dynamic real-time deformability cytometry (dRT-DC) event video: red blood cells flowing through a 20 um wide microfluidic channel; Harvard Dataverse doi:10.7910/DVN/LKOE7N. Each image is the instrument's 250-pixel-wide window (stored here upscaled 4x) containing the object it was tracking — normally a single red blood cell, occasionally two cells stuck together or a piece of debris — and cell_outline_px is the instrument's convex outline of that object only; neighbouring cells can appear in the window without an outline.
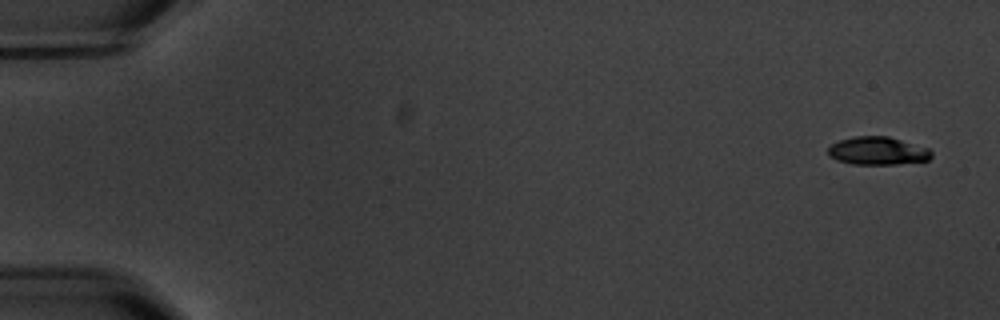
{"species": "common noctule bat (a hibernating species)", "species_latin": "Nyctalus noctula", "temperature_condition": "warm", "stored_images_in_passage": 8, "camera_frame_rate_fps": 3000, "um_per_image_px": 0.085, "animal": {"sex": "male", "body_mass_g": 20.1, "forearm_length_mm": 53.5}, "frame": {"image": 1, "passage_image": 1, "time_ms": 0.0, "image_size_px": [1000, 320], "cell_outline_px": [[932, 156], [928, 160], [896, 164], [852, 164], [836, 160], [828, 156], [828, 148], [832, 144], [840, 140], [852, 136], [888, 136], [928, 148], [932, 152]], "centroid_in_image_um": [74.58, 12.82], "position_along_channel_um": 10.4, "area_um2": 16.88}}
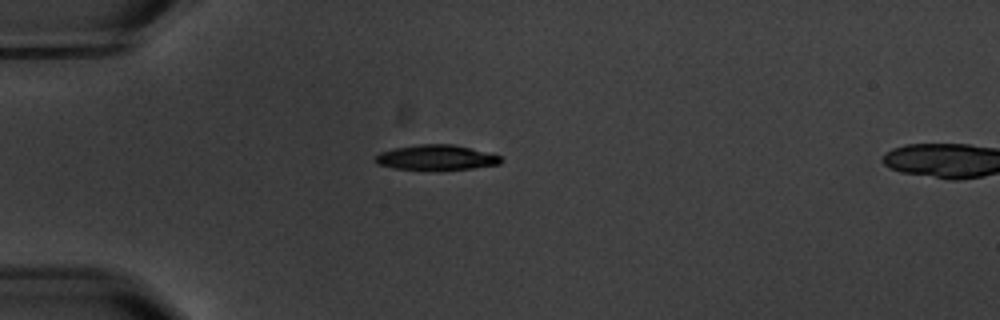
{"frame": {"image": 2, "passage_image": 5, "time_ms": 4.667, "image_size_px": [1000, 320], "cell_outline_px": [[504, 160], [500, 164], [472, 168], [440, 172], [396, 168], [376, 164], [372, 160], [380, 152], [392, 148], [420, 144], [452, 144], [500, 156]], "centroid_in_image_um": [37.03, 13.42], "position_along_channel_um": 48.0, "area_um2": 18.84}}